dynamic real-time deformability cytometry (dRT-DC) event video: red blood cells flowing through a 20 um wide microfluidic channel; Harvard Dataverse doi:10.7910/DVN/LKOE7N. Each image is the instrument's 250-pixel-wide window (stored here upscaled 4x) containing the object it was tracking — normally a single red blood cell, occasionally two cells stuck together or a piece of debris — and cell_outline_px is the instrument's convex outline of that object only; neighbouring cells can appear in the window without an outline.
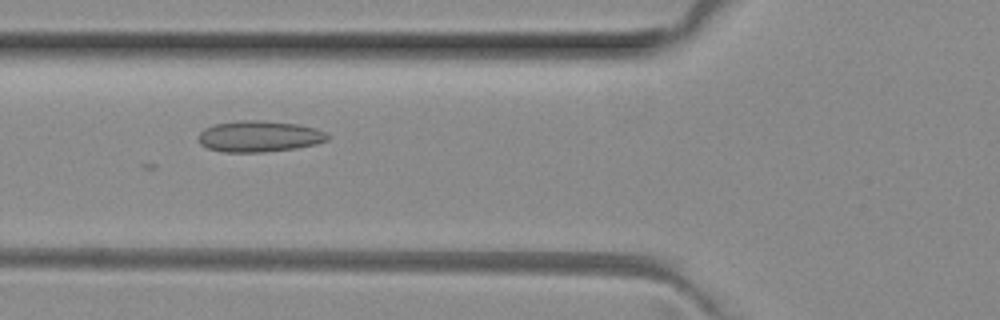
{"species": "common noctule bat (a hibernating species)", "species_latin": "Nyctalus noctula", "temperature_condition": "room temperature", "stored_images_in_passage": 36, "camera_frame_rate_fps": 3000, "um_per_image_px": 0.085, "animal": {"sex": "female", "body_mass_g": 29.2, "forearm_length_mm": 56.3}, "frame": {"image": 1, "passage_image": 3, "time_ms": 0.667, "image_size_px": [1000, 320], "cell_outline_px": [[328, 140], [316, 144], [296, 148], [264, 152], [224, 152], [208, 148], [200, 144], [196, 136], [204, 128], [216, 124], [236, 120], [260, 120], [300, 124], [316, 128], [324, 132], [328, 136]], "centroid_in_image_um": [22.01, 11.58], "position_along_channel_um": 103.8, "area_um2": 23.64}}
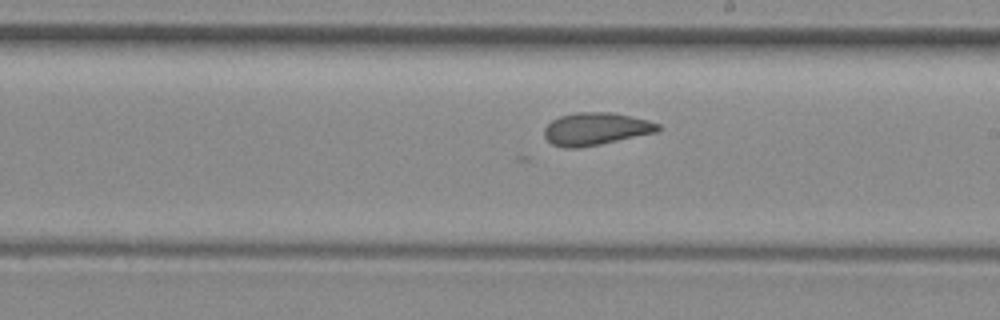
{"frame": {"image": 2, "passage_image": 13, "time_ms": 4.0, "image_size_px": [1000, 320], "cell_outline_px": [[664, 128], [656, 132], [600, 144], [576, 148], [564, 148], [552, 144], [544, 136], [544, 128], [552, 120], [560, 116], [576, 112], [612, 112], [648, 120], [660, 124]], "centroid_in_image_um": [50.65, 10.95], "position_along_channel_um": 238.4, "area_um2": 21.56}}
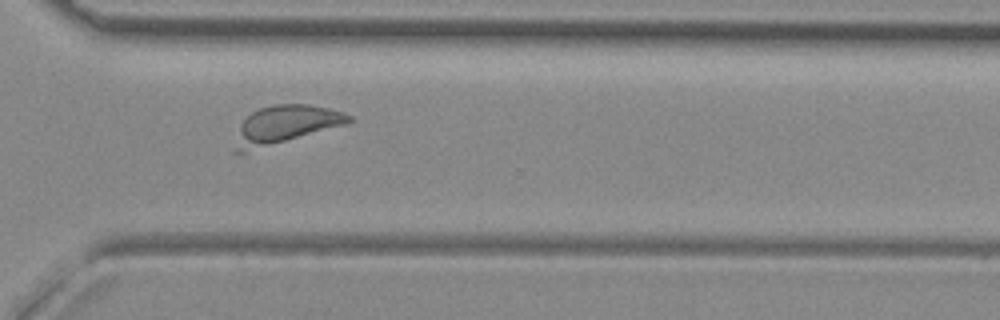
{"frame": {"image": 3, "passage_image": 21, "time_ms": 6.667, "image_size_px": [1000, 320], "cell_outline_px": [[352, 120], [348, 124], [244, 152], [232, 152], [240, 124], [252, 112], [260, 108], [276, 104], [308, 104], [328, 108], [344, 112], [352, 116]], "centroid_in_image_um": [24.27, 10.59], "position_along_channel_um": 346.3, "area_um2": 24.91}}